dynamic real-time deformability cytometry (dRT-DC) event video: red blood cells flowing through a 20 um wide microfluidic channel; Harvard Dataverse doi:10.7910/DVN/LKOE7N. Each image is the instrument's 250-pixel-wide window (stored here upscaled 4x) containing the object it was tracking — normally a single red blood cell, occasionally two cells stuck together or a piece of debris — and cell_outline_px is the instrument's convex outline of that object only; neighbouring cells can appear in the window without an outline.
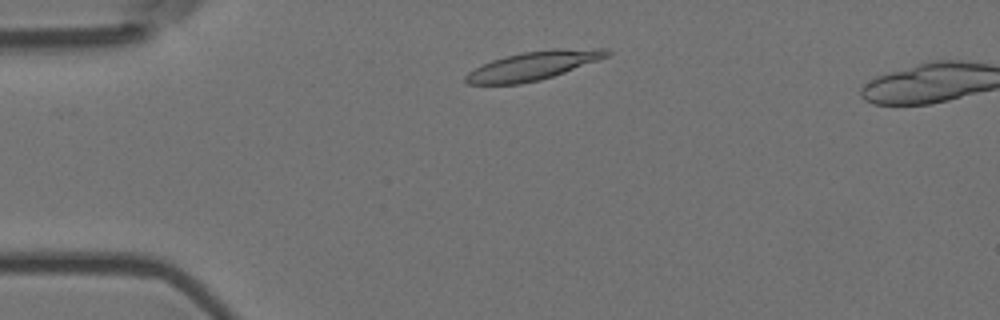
{"species": "Egyptian fruit bat (a non-hibernating species)", "species_latin": "Rousettus aegyptiacus", "temperature_condition": "room temperature", "stored_images_in_passage": 2, "camera_frame_rate_fps": 3000, "um_per_image_px": 0.085, "animal": {"sex": "female"}, "frame": {"image": 1, "passage_image": 2, "time_ms": 0.333, "image_size_px": [1000, 320], "cell_outline_px": [[612, 52], [608, 56], [564, 72], [540, 80], [520, 84], [468, 84], [464, 80], [464, 76], [468, 72], [492, 60], [504, 56], [520, 52], [556, 48], [608, 48]], "centroid_in_image_um": [45.33, 5.56], "position_along_channel_um": 39.7, "area_um2": 23.52}}